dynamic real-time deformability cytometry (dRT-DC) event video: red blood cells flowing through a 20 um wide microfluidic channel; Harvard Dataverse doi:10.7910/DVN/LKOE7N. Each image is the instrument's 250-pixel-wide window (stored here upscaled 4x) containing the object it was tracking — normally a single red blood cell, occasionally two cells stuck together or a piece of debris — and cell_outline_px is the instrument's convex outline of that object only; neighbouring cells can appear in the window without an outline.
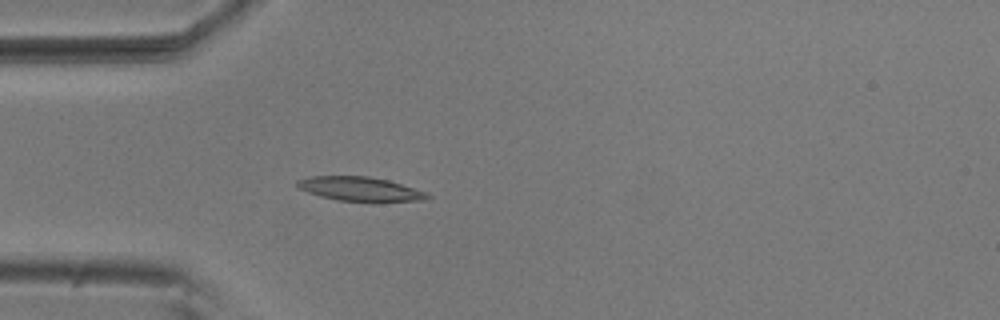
{"species": "common noctule bat (a hibernating species)", "species_latin": "Nyctalus noctula", "temperature_condition": "room temperature", "stored_images_in_passage": 1, "camera_frame_rate_fps": 3000, "um_per_image_px": 0.085, "animal": {"sex": "male", "body_mass_g": 20.5, "forearm_length_mm": 52.5}, "frame": {"image": 1, "passage_image": 1, "time_ms": 0.0, "image_size_px": [1000, 320], "cell_outline_px": [[432, 196], [428, 200], [376, 204], [372, 204], [336, 200], [320, 196], [308, 192], [300, 188], [296, 184], [296, 180], [312, 176], [368, 176], [388, 180], [424, 192]], "centroid_in_image_um": [30.66, 16.11], "position_along_channel_um": 54.3, "area_um2": 19.02}}